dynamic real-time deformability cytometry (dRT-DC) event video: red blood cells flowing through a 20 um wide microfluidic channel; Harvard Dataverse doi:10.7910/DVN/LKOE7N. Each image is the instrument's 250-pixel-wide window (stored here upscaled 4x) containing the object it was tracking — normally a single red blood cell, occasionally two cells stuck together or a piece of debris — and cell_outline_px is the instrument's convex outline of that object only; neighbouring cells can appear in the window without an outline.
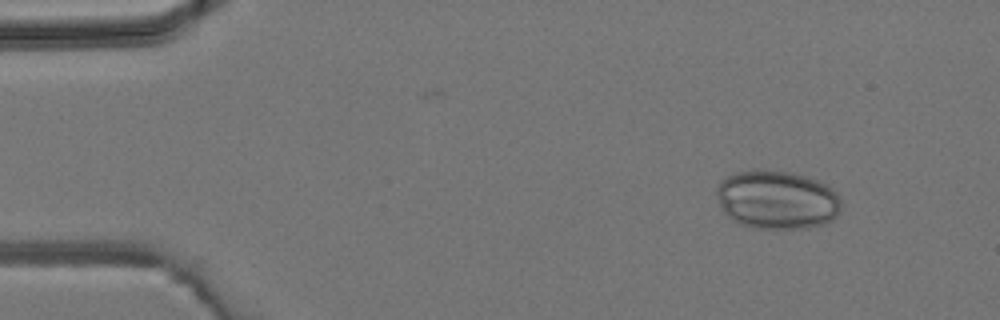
{"species": "common noctule bat (a hibernating species)", "species_latin": "Nyctalus noctula", "temperature_condition": "room temperature", "stored_images_in_passage": 3, "camera_frame_rate_fps": 3000, "um_per_image_px": 0.085, "animal": {"sex": "male", "body_mass_g": 19.2, "forearm_length_mm": 51.8}, "frame": {"image": 1, "passage_image": 1, "time_ms": 0.0, "image_size_px": [1000, 320], "cell_outline_px": [[840, 208], [836, 216], [832, 220], [824, 224], [808, 228], [752, 228], [740, 224], [732, 220], [720, 208], [716, 196], [716, 188], [720, 180], [736, 172], [752, 168], [760, 168], [792, 172], [820, 180], [836, 192], [840, 196]], "centroid_in_image_um": [66.01, 16.95], "position_along_channel_um": 19.0, "area_um2": 43.41}}